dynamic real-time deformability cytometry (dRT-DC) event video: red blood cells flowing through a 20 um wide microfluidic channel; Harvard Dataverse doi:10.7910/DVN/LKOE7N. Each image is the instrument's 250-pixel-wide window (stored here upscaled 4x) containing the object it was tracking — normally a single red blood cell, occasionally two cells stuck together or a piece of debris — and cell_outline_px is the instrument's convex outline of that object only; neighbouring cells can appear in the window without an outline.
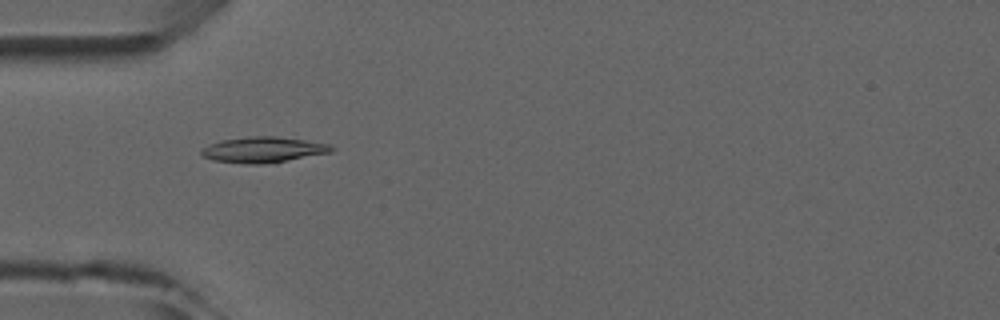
{"species": "common noctule bat (a hibernating species)", "species_latin": "Nyctalus noctula", "temperature_condition": "room temperature", "stored_images_in_passage": 3, "camera_frame_rate_fps": 3000, "um_per_image_px": 0.085, "animal": {"sex": "male", "forearm_length_mm": 52.5}, "frame": {"image": 1, "passage_image": 1, "time_ms": 0.0, "image_size_px": [1000, 320], "cell_outline_px": [[336, 148], [332, 152], [276, 164], [244, 164], [212, 160], [204, 156], [200, 152], [200, 148], [208, 144], [220, 140], [252, 136], [276, 136], [332, 144]], "centroid_in_image_um": [22.42, 12.74], "position_along_channel_um": 62.6, "area_um2": 20.11}}
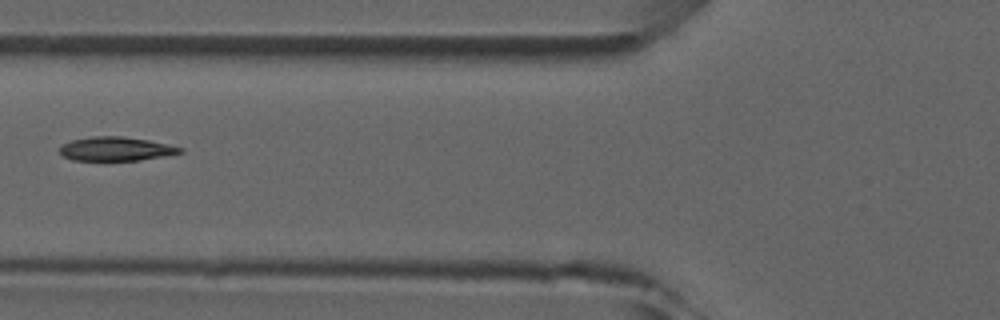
{"frame": {"image": 2, "passage_image": 2, "time_ms": 1.333, "image_size_px": [1000, 320], "cell_outline_px": [[184, 152], [164, 156], [136, 160], [72, 160], [64, 156], [60, 152], [60, 144], [72, 140], [92, 136], [120, 136], [148, 140], [184, 148]], "centroid_in_image_um": [9.83, 12.65], "position_along_channel_um": 116.0, "area_um2": 16.65}}
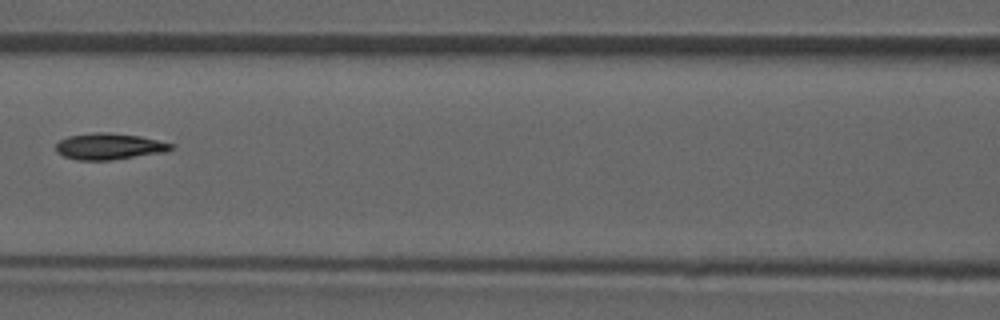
{"frame": {"image": 3, "passage_image": 3, "time_ms": 2.333, "image_size_px": [1000, 320], "cell_outline_px": [[176, 144], [168, 152], [112, 160], [76, 160], [64, 156], [56, 152], [56, 144], [60, 140], [68, 136], [92, 132], [108, 132], [140, 136]], "centroid_in_image_um": [9.31, 12.44], "position_along_channel_um": 157.3, "area_um2": 17.92}}